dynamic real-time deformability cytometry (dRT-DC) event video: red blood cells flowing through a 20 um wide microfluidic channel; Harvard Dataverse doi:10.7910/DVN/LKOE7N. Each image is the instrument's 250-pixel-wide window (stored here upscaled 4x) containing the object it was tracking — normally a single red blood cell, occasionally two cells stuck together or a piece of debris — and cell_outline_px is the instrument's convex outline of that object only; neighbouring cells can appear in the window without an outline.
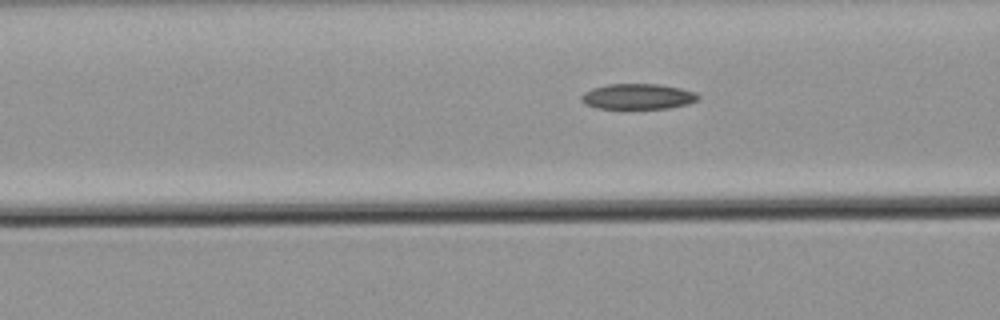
{"species": "common noctule bat (a hibernating species)", "species_latin": "Nyctalus noctula", "temperature_condition": "warm", "stored_images_in_passage": 37, "camera_frame_rate_fps": 3000, "um_per_image_px": 0.085, "animal": {"sex": "male", "body_mass_g": 21.5, "forearm_length_mm": 52.0}, "frame": {"image": 1, "passage_image": 14, "time_ms": 4.333, "image_size_px": [1000, 320], "cell_outline_px": [[700, 100], [688, 104], [668, 108], [596, 108], [584, 104], [580, 100], [580, 96], [584, 92], [592, 88], [608, 84], [660, 84], [680, 88], [696, 92], [700, 96]], "centroid_in_image_um": [54.22, 8.2], "position_along_channel_um": 112.4, "area_um2": 17.51}}
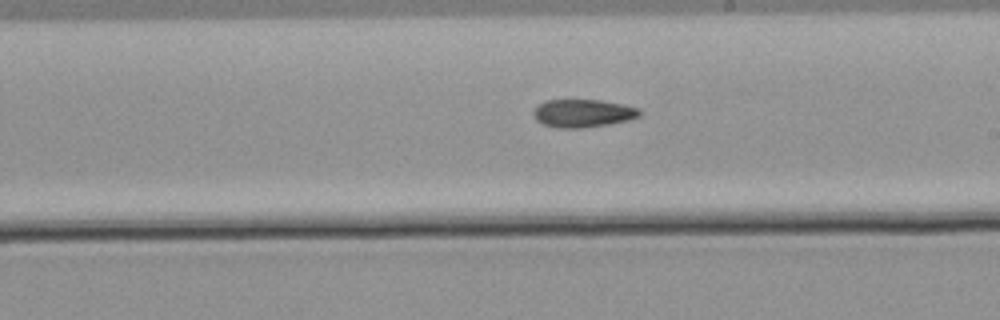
{"frame": {"image": 2, "passage_image": 25, "time_ms": 8.0, "image_size_px": [1000, 320], "cell_outline_px": [[640, 116], [628, 120], [608, 124], [580, 128], [556, 128], [544, 124], [536, 120], [532, 112], [536, 104], [544, 100], [600, 100], [624, 104], [640, 108]], "centroid_in_image_um": [49.52, 9.62], "position_along_channel_um": 239.5, "area_um2": 17.46}}
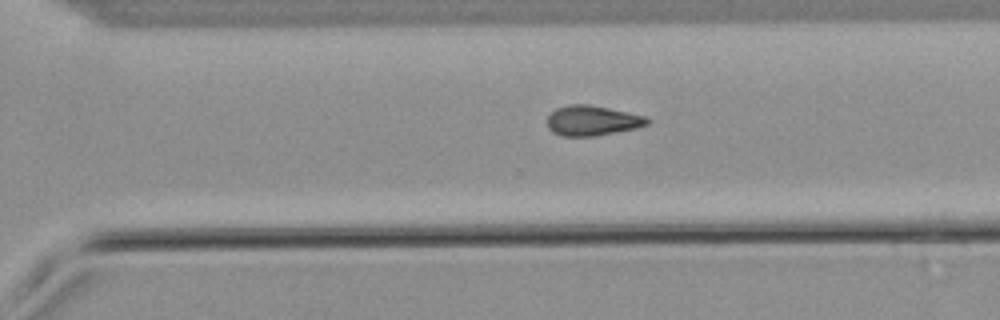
{"frame": {"image": 3, "passage_image": 32, "time_ms": 10.333, "image_size_px": [1000, 320], "cell_outline_px": [[648, 124], [636, 128], [616, 132], [592, 136], [564, 136], [552, 132], [548, 128], [548, 116], [556, 108], [568, 104], [588, 104], [628, 112], [644, 116], [648, 120]], "centroid_in_image_um": [50.31, 10.24], "position_along_channel_um": 320.3, "area_um2": 17.34}}